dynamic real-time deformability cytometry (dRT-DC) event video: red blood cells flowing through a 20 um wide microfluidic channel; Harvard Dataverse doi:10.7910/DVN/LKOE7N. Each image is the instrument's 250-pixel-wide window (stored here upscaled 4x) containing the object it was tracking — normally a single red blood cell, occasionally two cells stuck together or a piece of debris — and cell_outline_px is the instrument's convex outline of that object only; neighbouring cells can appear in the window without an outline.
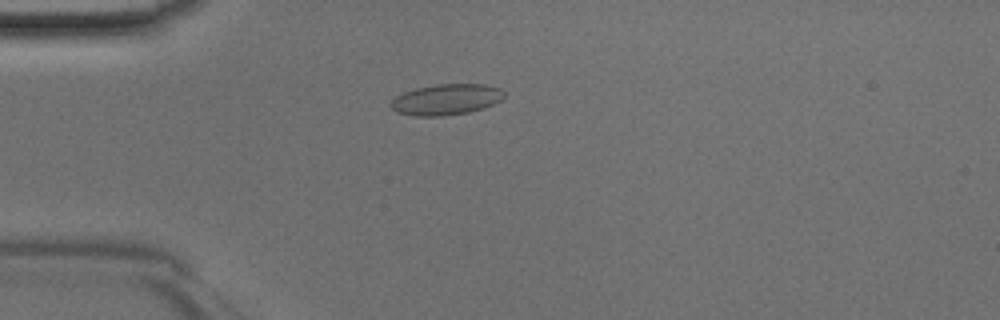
{"species": "Egyptian fruit bat (a non-hibernating species)", "species_latin": "Rousettus aegyptiacus", "temperature_condition": "room temperature", "stored_images_in_passage": 44, "camera_frame_rate_fps": 3000, "um_per_image_px": 0.085, "animal": {"sex": "male"}, "frame": {"image": 1, "passage_image": 10, "time_ms": 3.0, "image_size_px": [1000, 320], "cell_outline_px": [[504, 96], [500, 100], [492, 104], [468, 112], [440, 116], [412, 116], [396, 112], [392, 108], [392, 100], [396, 96], [404, 92], [416, 88], [436, 84], [484, 84], [500, 88], [504, 92]], "centroid_in_image_um": [37.91, 8.45], "position_along_channel_um": 47.1, "area_um2": 20.17}}
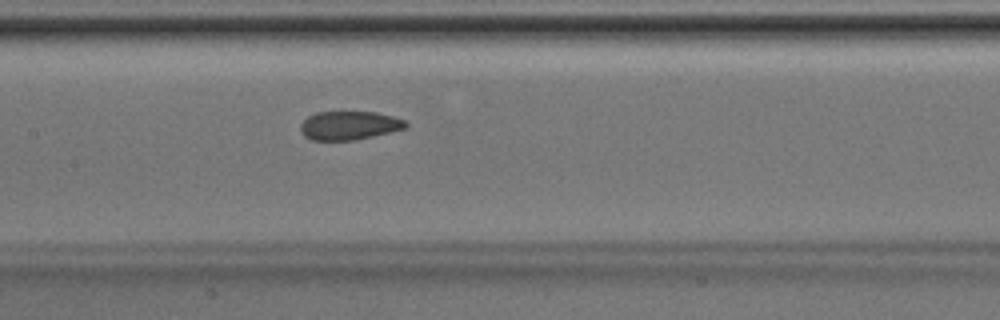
{"frame": {"image": 2, "passage_image": 20, "time_ms": 6.333, "image_size_px": [1000, 320], "cell_outline_px": [[408, 124], [404, 128], [372, 136], [352, 140], [312, 140], [304, 136], [300, 132], [300, 124], [308, 116], [316, 112], [376, 112], [392, 116], [404, 120]], "centroid_in_image_um": [29.63, 10.66], "position_along_channel_um": 177.8, "area_um2": 17.4}}
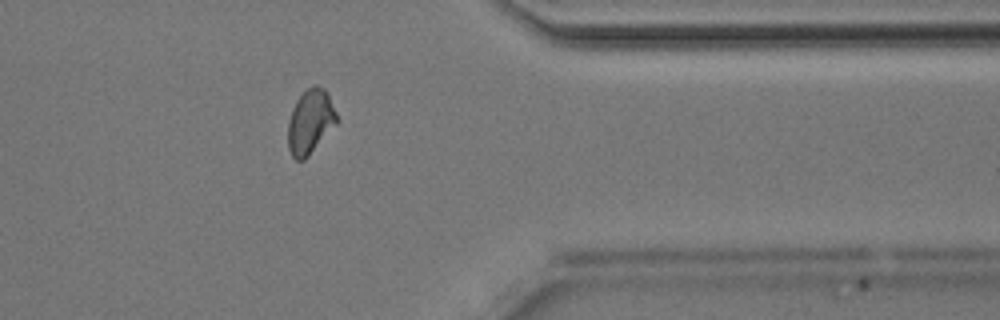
{"frame": {"image": 3, "passage_image": 35, "time_ms": 11.333, "image_size_px": [1000, 320], "cell_outline_px": [[336, 124], [308, 156], [304, 160], [296, 160], [292, 156], [288, 148], [288, 120], [292, 108], [296, 100], [312, 84], [316, 84], [324, 88], [328, 92], [336, 112]], "centroid_in_image_um": [26.36, 10.32], "position_along_channel_um": 385.0, "area_um2": 18.26}}